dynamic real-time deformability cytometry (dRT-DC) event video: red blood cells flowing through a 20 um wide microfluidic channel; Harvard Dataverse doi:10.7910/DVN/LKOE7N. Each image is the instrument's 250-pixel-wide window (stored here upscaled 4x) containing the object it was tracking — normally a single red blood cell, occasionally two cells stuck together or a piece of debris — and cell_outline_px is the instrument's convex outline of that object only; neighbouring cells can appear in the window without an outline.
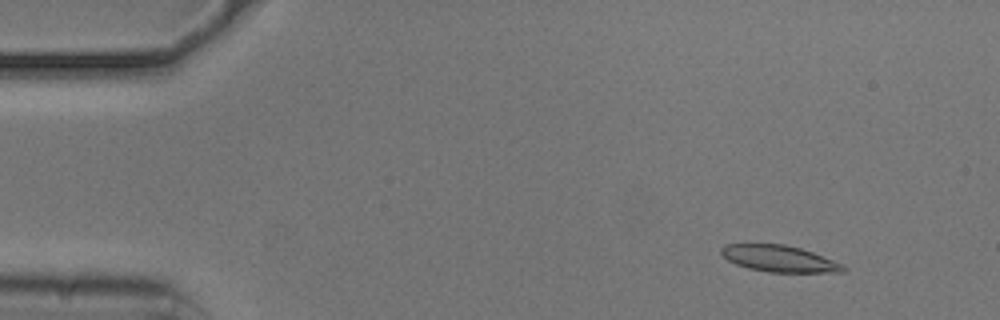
{"species": "common noctule bat (a hibernating species)", "species_latin": "Nyctalus noctula", "temperature_condition": "cold", "stored_images_in_passage": 54, "camera_frame_rate_fps": 3000, "um_per_image_px": 0.085, "animal": {"sex": "male", "body_mass_g": 20.5, "forearm_length_mm": 52.5}, "frame": {"image": 1, "passage_image": 6, "time_ms": 1.667, "image_size_px": [1000, 320], "cell_outline_px": [[848, 268], [844, 272], [768, 272], [748, 268], [736, 264], [728, 260], [720, 252], [720, 248], [724, 244], [784, 244], [800, 248], [812, 252], [844, 264]], "centroid_in_image_um": [66.25, 21.98], "position_along_channel_um": 18.8, "area_um2": 18.84}}
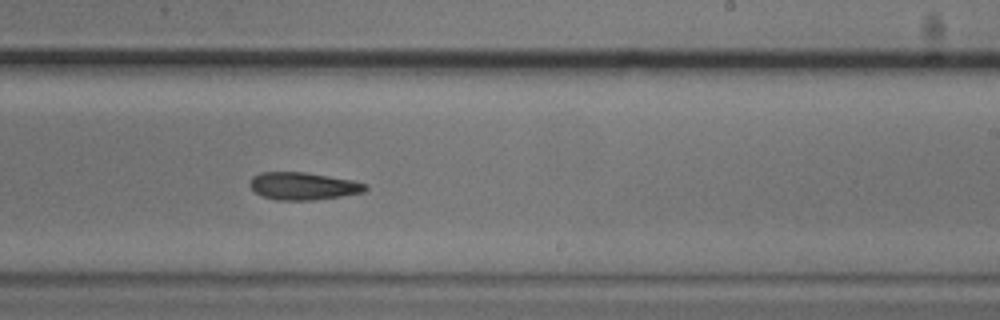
{"frame": {"image": 2, "passage_image": 33, "time_ms": 10.667, "image_size_px": [1000, 320], "cell_outline_px": [[368, 188], [364, 192], [340, 196], [312, 200], [276, 200], [264, 196], [256, 192], [248, 184], [252, 176], [260, 172], [304, 172], [352, 180], [368, 184]], "centroid_in_image_um": [25.76, 15.81], "position_along_channel_um": 263.2, "area_um2": 18.44}}
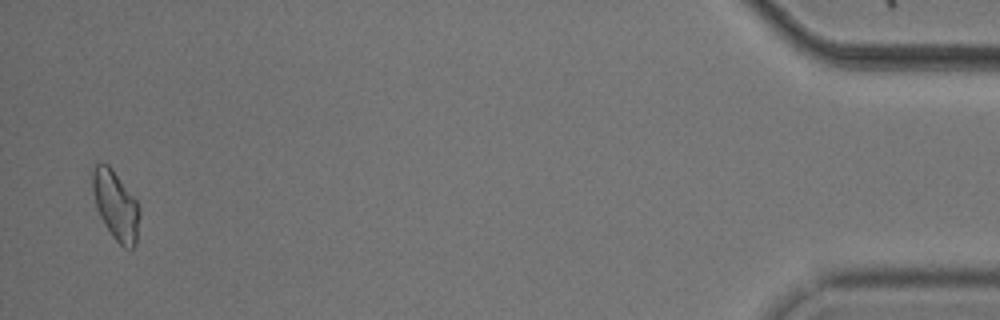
{"frame": {"image": 3, "passage_image": 53, "time_ms": 17.333, "image_size_px": [1000, 320], "cell_outline_px": [[140, 212], [136, 244], [132, 248], [124, 248], [112, 236], [104, 224], [96, 208], [92, 188], [92, 168], [96, 164], [108, 164], [112, 168], [136, 200], [140, 208]], "centroid_in_image_um": [9.83, 17.46], "position_along_channel_um": 425.4, "area_um2": 18.9}}